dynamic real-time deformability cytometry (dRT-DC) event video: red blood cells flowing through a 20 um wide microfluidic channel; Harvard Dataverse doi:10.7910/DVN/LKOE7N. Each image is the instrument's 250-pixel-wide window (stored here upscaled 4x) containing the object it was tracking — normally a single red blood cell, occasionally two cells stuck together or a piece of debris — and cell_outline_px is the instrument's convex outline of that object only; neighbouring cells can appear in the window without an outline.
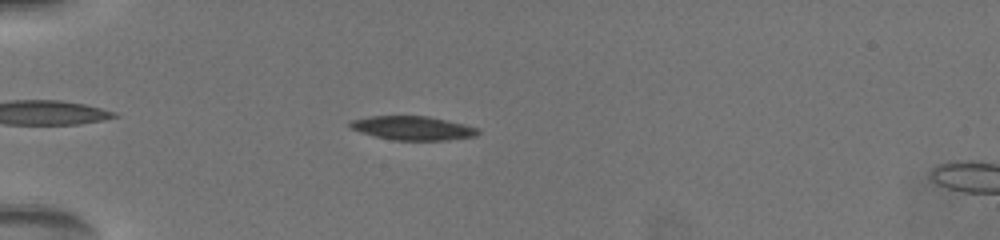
{"species": "common noctule bat (a hibernating species)", "species_latin": "Nyctalus noctula", "temperature_condition": "warm", "stored_images_in_passage": 55, "camera_frame_rate_fps": 3000, "um_per_image_px": 0.085, "animal": {"sex": "female", "body_mass_g": 19.5, "forearm_length_mm": 54.1}, "frame": {"image": 1, "passage_image": 10, "time_ms": 2.667, "image_size_px": [1000, 240], "cell_outline_px": [[480, 132], [476, 136], [444, 140], [396, 140], [376, 136], [352, 128], [348, 124], [352, 120], [368, 116], [428, 116], [464, 124], [480, 128]], "centroid_in_image_um": [35.14, 10.88], "position_along_channel_um": 49.9, "area_um2": 17.57}}
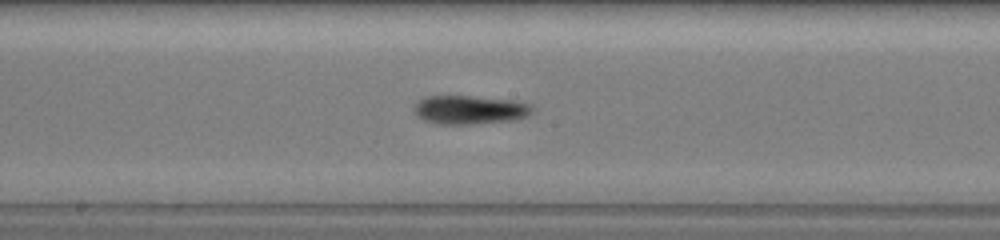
{"frame": {"image": 2, "passage_image": 25, "time_ms": 7.667, "image_size_px": [1000, 240], "cell_outline_px": [[532, 112], [528, 116], [516, 120], [468, 124], [432, 124], [416, 116], [416, 104], [420, 100], [428, 96], [468, 96], [512, 100], [528, 104], [532, 108]], "centroid_in_image_um": [39.93, 9.35], "position_along_channel_um": 208.3, "area_um2": 19.59}}
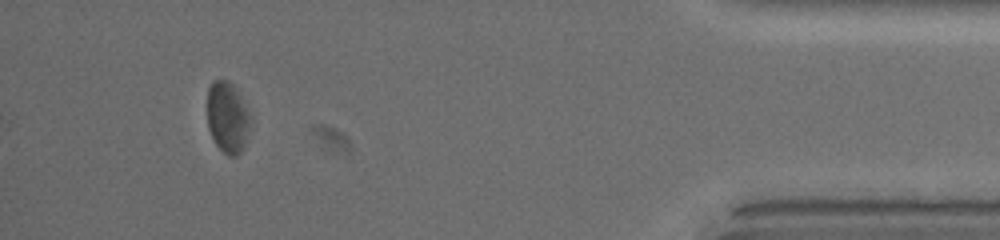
{"frame": {"image": 3, "passage_image": 50, "time_ms": 14.667, "image_size_px": [1000, 240], "cell_outline_px": [[252, 120], [244, 148], [236, 156], [228, 156], [216, 144], [208, 128], [208, 88], [216, 80], [228, 80], [236, 88], [252, 116]], "centroid_in_image_um": [19.38, 9.99], "position_along_channel_um": 415.8, "area_um2": 17.98}, "authors_computed_cell_mechanics": {"area_um2": 18.6694, "velocity_mm_per_s": 3.7185, "shape_relaxation_time_tau1_ms": 2.364, "shape_relaxation_time_tau2_ms": 8.6183, "deformation_change_tau1": 0.1062, "deformation_change_tau2": 0.1398}}